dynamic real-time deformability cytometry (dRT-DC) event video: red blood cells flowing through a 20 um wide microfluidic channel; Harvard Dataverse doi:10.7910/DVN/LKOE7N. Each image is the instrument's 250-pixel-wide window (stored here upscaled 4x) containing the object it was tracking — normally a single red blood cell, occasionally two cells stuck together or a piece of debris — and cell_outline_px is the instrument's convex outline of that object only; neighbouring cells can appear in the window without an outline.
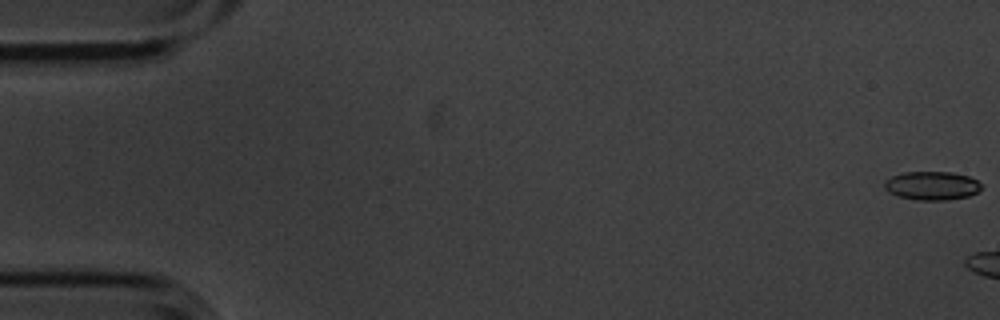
{"species": "common noctule bat (a hibernating species)", "species_latin": "Nyctalus noctula", "temperature_condition": "cold", "stored_images_in_passage": 7, "camera_frame_rate_fps": 3000, "um_per_image_px": 0.085, "animal": {"sex": "male", "body_mass_g": 20.1, "forearm_length_mm": 53.5}, "frame": {"image": 1, "passage_image": 1, "time_ms": 0.0, "image_size_px": [1000, 320], "cell_outline_px": [[980, 188], [976, 192], [968, 196], [948, 200], [916, 200], [896, 196], [888, 192], [884, 188], [884, 180], [892, 176], [904, 172], [952, 172], [968, 176], [976, 180], [980, 184]], "centroid_in_image_um": [79.15, 15.78], "position_along_channel_um": 5.8, "area_um2": 16.18}}